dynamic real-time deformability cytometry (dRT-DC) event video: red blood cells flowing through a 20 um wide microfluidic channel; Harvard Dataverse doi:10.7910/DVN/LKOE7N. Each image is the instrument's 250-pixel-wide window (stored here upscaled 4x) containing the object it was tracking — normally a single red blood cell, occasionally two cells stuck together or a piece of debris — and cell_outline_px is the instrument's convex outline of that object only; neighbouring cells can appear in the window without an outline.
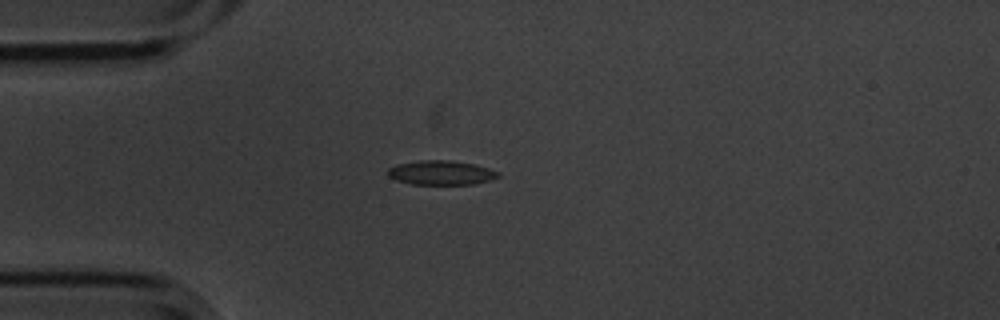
{"species": "common noctule bat (a hibernating species)", "species_latin": "Nyctalus noctula", "temperature_condition": "cold", "stored_images_in_passage": 6, "camera_frame_rate_fps": 3000, "um_per_image_px": 0.085, "animal": {"sex": "male", "body_mass_g": 20.1, "forearm_length_mm": 53.5}, "frame": {"image": 1, "passage_image": 1, "time_ms": 0.0, "image_size_px": [1000, 320], "cell_outline_px": [[500, 176], [492, 180], [472, 184], [412, 184], [396, 180], [388, 176], [388, 168], [396, 164], [420, 160], [448, 160], [472, 164], [488, 168], [500, 172]], "centroid_in_image_um": [37.49, 14.68], "position_along_channel_um": 47.5, "area_um2": 15.61}}
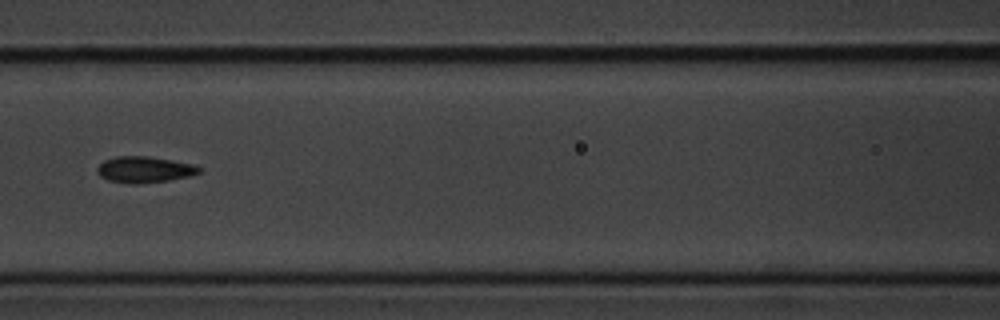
{"frame": {"image": 2, "passage_image": 4, "time_ms": 1.0, "image_size_px": [1000, 320], "cell_outline_px": [[200, 172], [188, 176], [168, 180], [136, 184], [128, 184], [108, 180], [100, 176], [96, 172], [96, 168], [104, 160], [116, 156], [148, 156], [196, 164], [200, 168]], "centroid_in_image_um": [12.25, 14.41], "position_along_channel_um": 154.4, "area_um2": 15.61}}
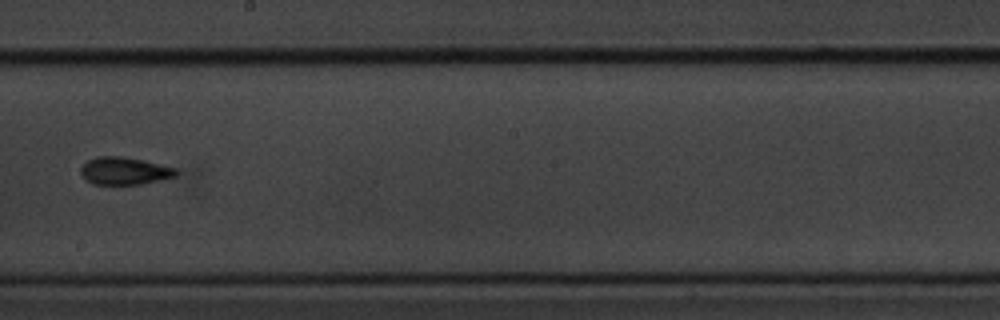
{"frame": {"image": 3, "passage_image": 6, "time_ms": 1.667, "image_size_px": [1000, 320], "cell_outline_px": [[180, 172], [176, 176], [160, 180], [140, 184], [92, 184], [80, 172], [80, 168], [88, 160], [96, 156], [120, 156], [144, 160], [176, 168]], "centroid_in_image_um": [10.61, 14.52], "position_along_channel_um": 237.6, "area_um2": 15.26}}